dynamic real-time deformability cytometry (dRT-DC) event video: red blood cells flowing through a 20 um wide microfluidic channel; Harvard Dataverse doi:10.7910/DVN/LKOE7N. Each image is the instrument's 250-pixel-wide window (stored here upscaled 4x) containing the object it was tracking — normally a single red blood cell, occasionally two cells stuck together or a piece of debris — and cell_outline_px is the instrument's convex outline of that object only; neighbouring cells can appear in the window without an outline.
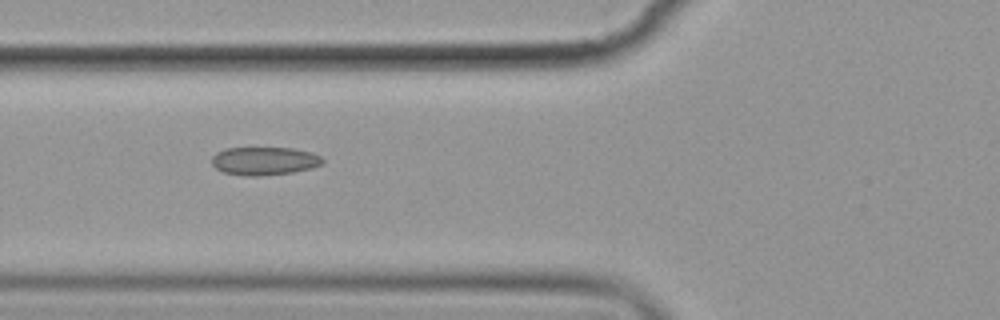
{"species": "common noctule bat (a hibernating species)", "species_latin": "Nyctalus noctula", "temperature_condition": "cold", "stored_images_in_passage": 3, "camera_frame_rate_fps": 3000, "um_per_image_px": 0.085, "animal": {"sex": "female", "body_mass_g": 19.9}, "frame": {"image": 1, "passage_image": 2, "time_ms": 1.333, "image_size_px": [1000, 320], "cell_outline_px": [[324, 160], [320, 164], [312, 168], [292, 172], [256, 176], [248, 176], [224, 172], [216, 168], [212, 164], [212, 156], [216, 152], [224, 148], [292, 148], [312, 152], [320, 156]], "centroid_in_image_um": [22.45, 13.67], "position_along_channel_um": 103.3, "area_um2": 18.09}}
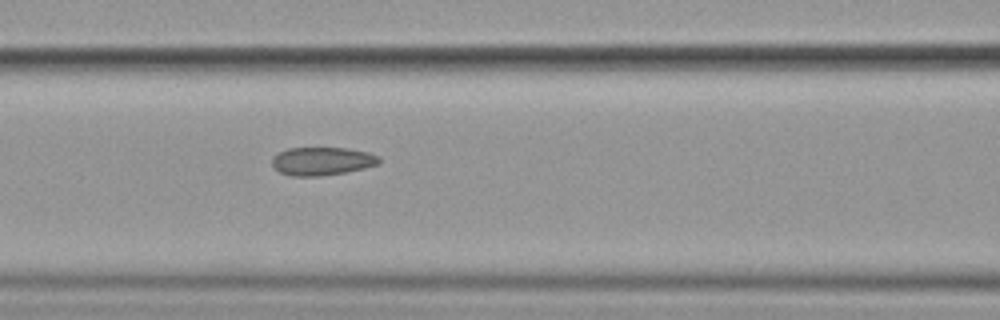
{"frame": {"image": 2, "passage_image": 3, "time_ms": 2.333, "image_size_px": [1000, 320], "cell_outline_px": [[380, 164], [348, 172], [320, 176], [292, 176], [280, 172], [272, 168], [272, 156], [288, 148], [348, 148], [368, 152], [380, 156]], "centroid_in_image_um": [27.38, 13.7], "position_along_channel_um": 139.2, "area_um2": 17.8}}